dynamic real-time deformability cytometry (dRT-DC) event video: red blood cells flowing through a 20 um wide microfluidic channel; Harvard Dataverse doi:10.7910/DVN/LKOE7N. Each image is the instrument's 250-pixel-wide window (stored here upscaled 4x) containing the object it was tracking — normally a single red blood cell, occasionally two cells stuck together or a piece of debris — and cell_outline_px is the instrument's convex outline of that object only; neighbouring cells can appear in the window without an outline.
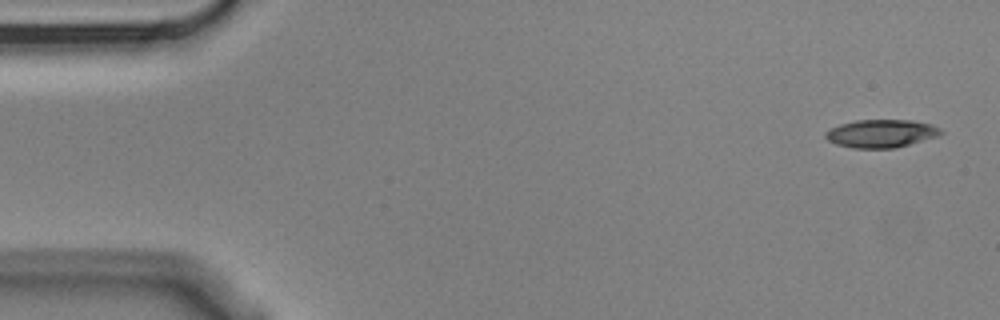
{"species": "Egyptian fruit bat (a non-hibernating species)", "species_latin": "Rousettus aegyptiacus", "temperature_condition": "cold", "stored_images_in_passage": 3, "camera_frame_rate_fps": 3000, "um_per_image_px": 0.085, "animal": {"sex": "male"}, "frame": {"image": 1, "passage_image": 1, "time_ms": 0.0, "image_size_px": [1000, 320], "cell_outline_px": [[944, 132], [936, 136], [896, 148], [852, 148], [836, 144], [828, 140], [824, 136], [824, 132], [840, 124], [856, 120], [912, 120], [928, 124], [940, 128]], "centroid_in_image_um": [74.86, 11.35], "position_along_channel_um": 10.1, "area_um2": 18.67}}